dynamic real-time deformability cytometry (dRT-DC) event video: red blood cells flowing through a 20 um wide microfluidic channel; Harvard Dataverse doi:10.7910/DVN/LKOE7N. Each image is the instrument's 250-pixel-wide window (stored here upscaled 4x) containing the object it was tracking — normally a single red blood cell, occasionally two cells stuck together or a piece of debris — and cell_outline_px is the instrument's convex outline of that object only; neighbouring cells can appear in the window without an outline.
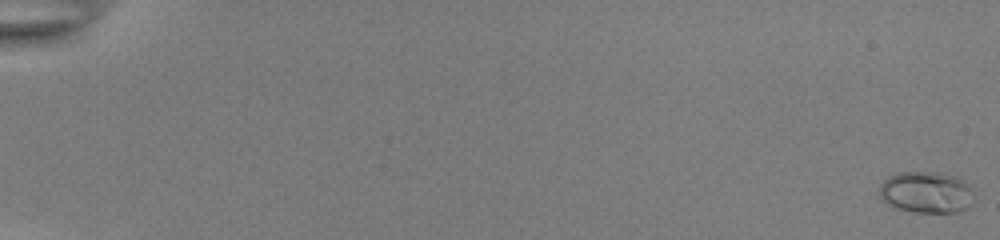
{"species": "common noctule bat (a hibernating species)", "species_latin": "Nyctalus noctula", "temperature_condition": "room temperature", "stored_images_in_passage": 55, "camera_frame_rate_fps": 3000, "um_per_image_px": 0.085, "animal": {"sex": "female", "body_mass_g": 22.0, "forearm_length_mm": 56.7}, "frame": {"image": 1, "passage_image": 1, "time_ms": 0.0, "image_size_px": [1000, 240], "cell_outline_px": [[968, 204], [964, 208], [956, 212], [916, 212], [896, 208], [888, 204], [880, 196], [880, 184], [888, 176], [896, 172], [940, 172], [956, 176], [964, 180], [968, 188]], "centroid_in_image_um": [78.63, 16.31], "position_along_channel_um": 6.4, "area_um2": 22.31}}
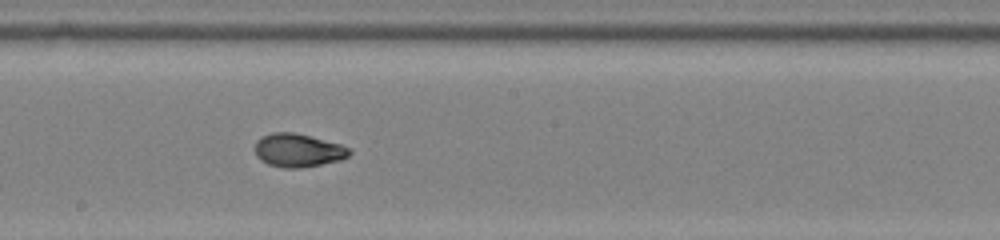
{"frame": {"image": 2, "passage_image": 33, "time_ms": 10.667, "image_size_px": [1000, 240], "cell_outline_px": [[352, 152], [348, 156], [340, 160], [300, 168], [284, 168], [268, 164], [260, 160], [256, 156], [256, 140], [260, 136], [272, 132], [292, 132], [340, 144], [348, 148]], "centroid_in_image_um": [25.29, 12.78], "position_along_channel_um": 222.9, "area_um2": 18.21}}
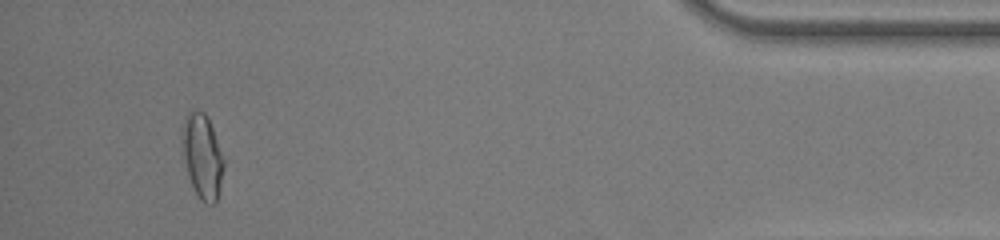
{"frame": {"image": 3, "passage_image": 52, "time_ms": 17.0, "image_size_px": [1000, 240], "cell_outline_px": [[224, 168], [216, 204], [208, 204], [200, 200], [192, 184], [188, 172], [184, 156], [180, 136], [184, 116], [188, 112], [204, 112], [208, 116], [224, 160]], "centroid_in_image_um": [17.2, 13.26], "position_along_channel_um": 418.0, "area_um2": 20.29}, "authors_computed_cell_mechanics": {"area_um2": 18.3226, "velocity_mm_per_s": 3.9019, "shape_relaxation_time_tau1_ms": 4.8544, "shape_relaxation_time_tau2_ms": 1.0735, "deformation_change_tau1": 0.2193, "deformation_change_tau2": 0.052}}